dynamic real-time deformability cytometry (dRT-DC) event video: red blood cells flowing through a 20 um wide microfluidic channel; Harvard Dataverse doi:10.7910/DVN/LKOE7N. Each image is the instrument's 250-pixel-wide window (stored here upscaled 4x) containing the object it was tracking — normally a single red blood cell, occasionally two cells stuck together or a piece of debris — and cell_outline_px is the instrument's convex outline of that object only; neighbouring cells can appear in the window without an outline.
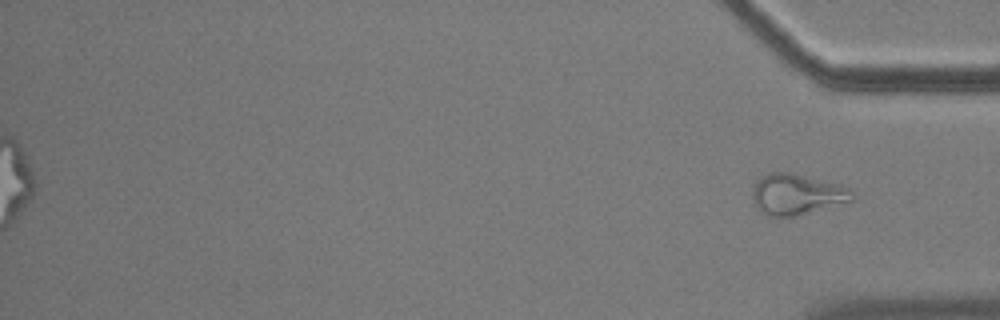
{"species": "common noctule bat (a hibernating species)", "species_latin": "Nyctalus noctula", "temperature_condition": "cold", "stored_images_in_passage": 41, "segment_of_instrument_passage": [2, 2], "camera_frame_rate_fps": 3000, "um_per_image_px": 0.085, "animal": {"sex": "male", "body_mass_g": 17.9}, "frame": {"image": 1, "passage_image": 41, "time_ms": 13.333, "image_size_px": [1000, 320], "cell_outline_px": [[856, 200], [852, 204], [792, 216], [768, 216], [760, 212], [752, 196], [752, 192], [756, 180], [760, 176], [768, 172], [792, 172], [852, 188], [856, 196]], "centroid_in_image_um": [67.83, 16.53], "position_along_channel_um": 367.4, "area_um2": 24.51}}